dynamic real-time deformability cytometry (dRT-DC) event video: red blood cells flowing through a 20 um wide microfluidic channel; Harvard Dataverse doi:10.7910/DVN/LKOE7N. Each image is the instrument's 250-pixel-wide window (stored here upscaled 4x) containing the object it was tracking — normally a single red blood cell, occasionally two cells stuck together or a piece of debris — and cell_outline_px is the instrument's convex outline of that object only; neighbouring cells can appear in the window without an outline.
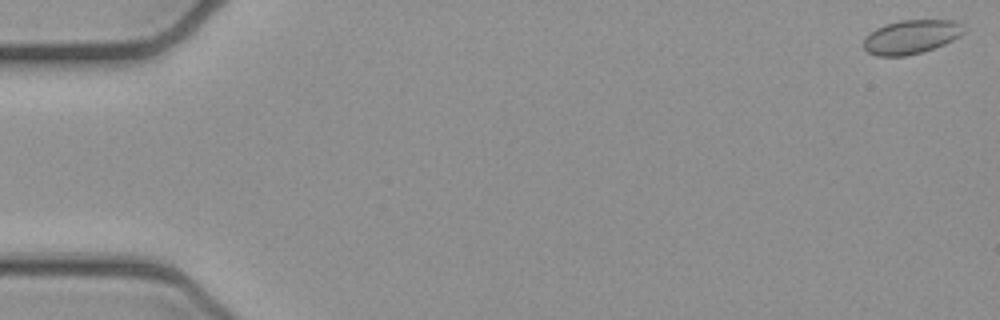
{"species": "common noctule bat (a hibernating species)", "species_latin": "Nyctalus noctula", "temperature_condition": "cold", "stored_images_in_passage": 14, "camera_frame_rate_fps": 3000, "um_per_image_px": 0.085, "animal": {"sex": "female", "body_mass_g": 21.9}, "frame": {"image": 1, "passage_image": 1, "time_ms": 0.0, "image_size_px": [1000, 320], "cell_outline_px": [[964, 32], [960, 36], [944, 44], [920, 52], [904, 56], [876, 56], [868, 52], [864, 48], [864, 40], [876, 28], [884, 24], [900, 20], [956, 20], [960, 24]], "centroid_in_image_um": [77.44, 3.13], "position_along_channel_um": 7.6, "area_um2": 19.54}}